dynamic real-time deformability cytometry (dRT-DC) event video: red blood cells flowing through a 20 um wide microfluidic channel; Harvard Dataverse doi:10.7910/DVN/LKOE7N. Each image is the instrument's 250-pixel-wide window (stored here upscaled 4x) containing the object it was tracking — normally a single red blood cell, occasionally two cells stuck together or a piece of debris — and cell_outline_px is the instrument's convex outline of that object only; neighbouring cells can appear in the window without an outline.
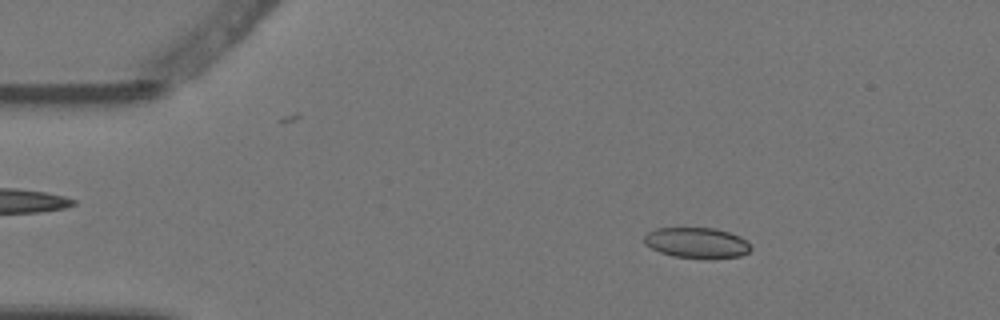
{"species": "Egyptian fruit bat (a non-hibernating species)", "species_latin": "Rousettus aegyptiacus", "temperature_condition": "warm", "stored_images_in_passage": 4, "camera_frame_rate_fps": 3000, "um_per_image_px": 0.085, "animal": {"sex": "female"}, "frame": {"image": 1, "passage_image": 2, "time_ms": 0.333, "image_size_px": [1000, 320], "cell_outline_px": [[752, 248], [748, 252], [740, 256], [708, 260], [704, 260], [672, 256], [660, 252], [644, 244], [644, 236], [648, 232], [656, 228], [716, 228], [740, 236], [748, 240]], "centroid_in_image_um": [59.26, 20.66], "position_along_channel_um": 25.7, "area_um2": 19.48}}